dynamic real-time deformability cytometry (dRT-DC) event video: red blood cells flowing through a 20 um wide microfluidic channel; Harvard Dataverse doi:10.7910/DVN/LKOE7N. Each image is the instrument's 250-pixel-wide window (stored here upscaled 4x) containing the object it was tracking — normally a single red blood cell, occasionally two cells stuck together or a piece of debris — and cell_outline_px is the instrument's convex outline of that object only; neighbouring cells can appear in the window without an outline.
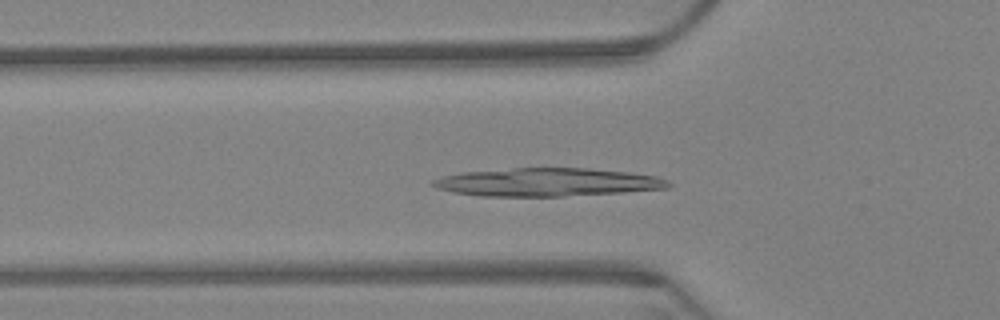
{"species": "Egyptian fruit bat (a non-hibernating species)", "species_latin": "Rousettus aegyptiacus", "temperature_condition": "warm", "stored_images_in_passage": 54, "camera_frame_rate_fps": 3000, "um_per_image_px": 0.085, "animal": {"sex": "female"}, "frame": {"image": 1, "passage_image": 21, "time_ms": 6.667, "image_size_px": [1000, 320], "cell_outline_px": [[672, 184], [668, 188], [624, 192], [564, 196], [480, 196], [452, 192], [436, 188], [432, 184], [432, 180], [444, 176], [464, 172], [512, 168], [588, 168], [628, 172], [656, 176], [668, 180]], "centroid_in_image_um": [46.54, 15.49], "position_along_channel_um": 79.3, "area_um2": 38.61}}
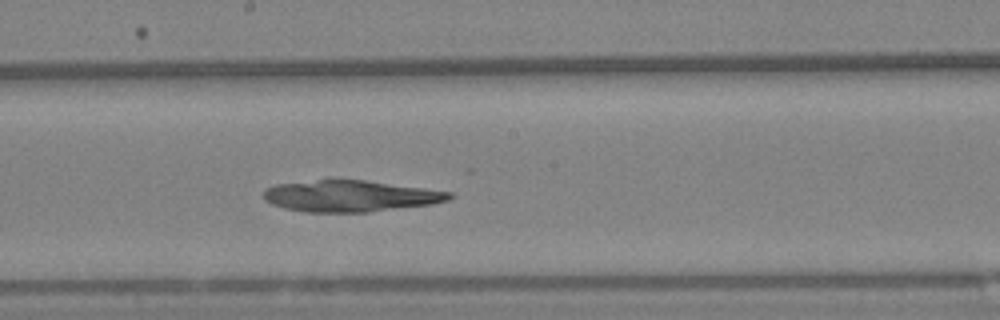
{"frame": {"image": 2, "passage_image": 34, "time_ms": 11.0, "image_size_px": [1000, 320], "cell_outline_px": [[452, 196], [448, 200], [432, 204], [368, 212], [304, 212], [284, 208], [272, 204], [264, 196], [264, 188], [276, 184], [332, 176], [336, 176], [424, 188], [452, 192]], "centroid_in_image_um": [29.71, 16.62], "position_along_channel_um": 218.5, "area_um2": 34.85}}
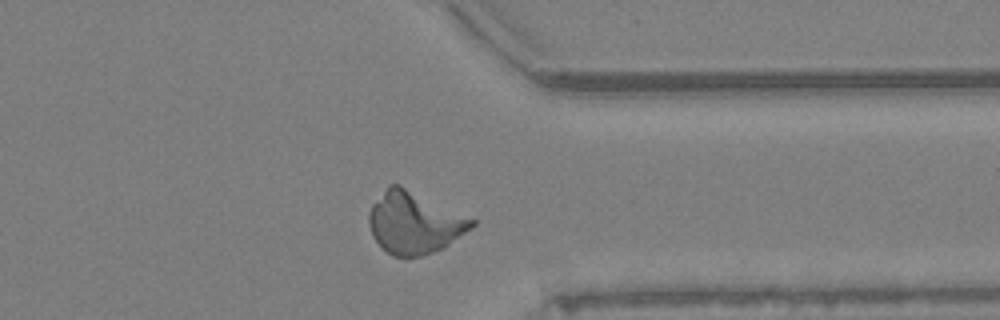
{"frame": {"image": 3, "passage_image": 49, "time_ms": 16.0, "image_size_px": [1000, 320], "cell_outline_px": [[476, 224], [472, 228], [440, 248], [432, 252], [420, 256], [392, 256], [372, 236], [368, 224], [368, 212], [372, 204], [388, 184], [400, 184], [476, 220]], "centroid_in_image_um": [35.18, 18.89], "position_along_channel_um": 376.2, "area_um2": 36.7}}